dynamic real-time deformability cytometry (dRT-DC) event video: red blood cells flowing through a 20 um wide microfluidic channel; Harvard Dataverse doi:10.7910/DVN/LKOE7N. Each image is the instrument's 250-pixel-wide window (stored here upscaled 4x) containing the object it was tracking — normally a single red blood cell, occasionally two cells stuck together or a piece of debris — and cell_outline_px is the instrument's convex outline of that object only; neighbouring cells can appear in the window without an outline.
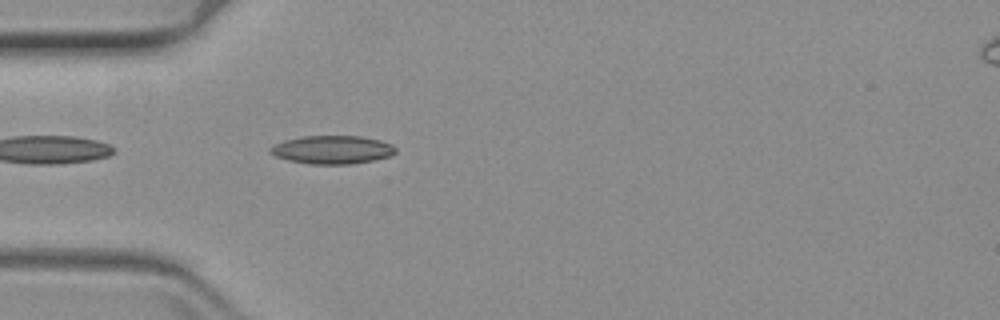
{"species": "common noctule bat (a hibernating species)", "species_latin": "Nyctalus noctula", "temperature_condition": "warm", "stored_images_in_passage": 41, "camera_frame_rate_fps": 3000, "um_per_image_px": 0.085, "animal": {"sex": "female", "body_mass_g": 19.3, "forearm_length_mm": 54.1}, "frame": {"image": 1, "passage_image": 3, "time_ms": 0.667, "image_size_px": [1000, 320], "cell_outline_px": [[396, 152], [388, 156], [372, 160], [348, 164], [312, 164], [288, 160], [276, 156], [268, 152], [268, 148], [284, 140], [304, 136], [360, 136], [380, 140], [392, 144], [396, 148]], "centroid_in_image_um": [28.22, 12.72], "position_along_channel_um": 56.8, "area_um2": 20.52}}
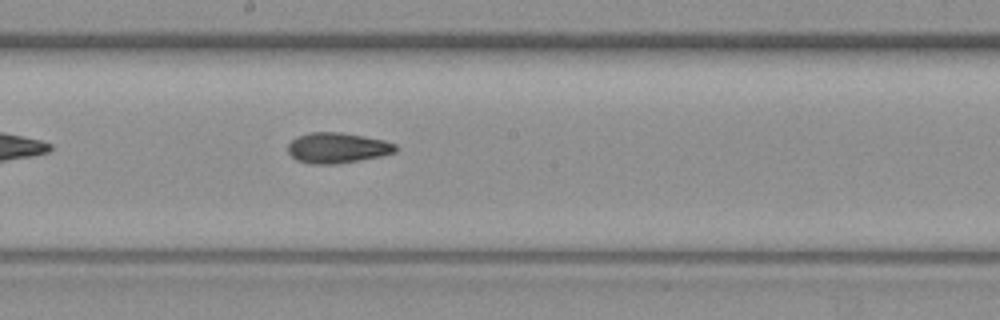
{"frame": {"image": 2, "passage_image": 18, "time_ms": 5.667, "image_size_px": [1000, 320], "cell_outline_px": [[396, 152], [380, 156], [336, 164], [308, 164], [296, 160], [288, 152], [288, 144], [296, 136], [312, 132], [340, 132], [364, 136], [384, 140], [396, 144]], "centroid_in_image_um": [28.65, 12.57], "position_along_channel_um": 219.6, "area_um2": 19.13}}
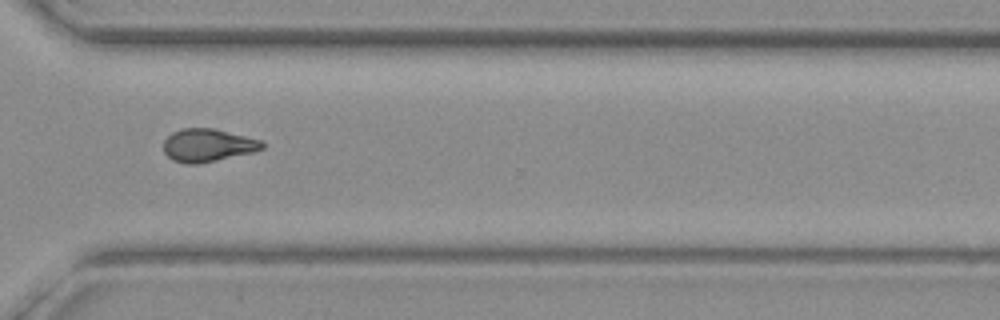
{"frame": {"image": 3, "passage_image": 30, "time_ms": 9.667, "image_size_px": [1000, 320], "cell_outline_px": [[264, 148], [252, 152], [200, 164], [184, 164], [172, 160], [164, 152], [164, 140], [172, 132], [180, 128], [212, 128], [260, 140], [264, 144]], "centroid_in_image_um": [17.61, 12.35], "position_along_channel_um": 353.0, "area_um2": 18.84}}